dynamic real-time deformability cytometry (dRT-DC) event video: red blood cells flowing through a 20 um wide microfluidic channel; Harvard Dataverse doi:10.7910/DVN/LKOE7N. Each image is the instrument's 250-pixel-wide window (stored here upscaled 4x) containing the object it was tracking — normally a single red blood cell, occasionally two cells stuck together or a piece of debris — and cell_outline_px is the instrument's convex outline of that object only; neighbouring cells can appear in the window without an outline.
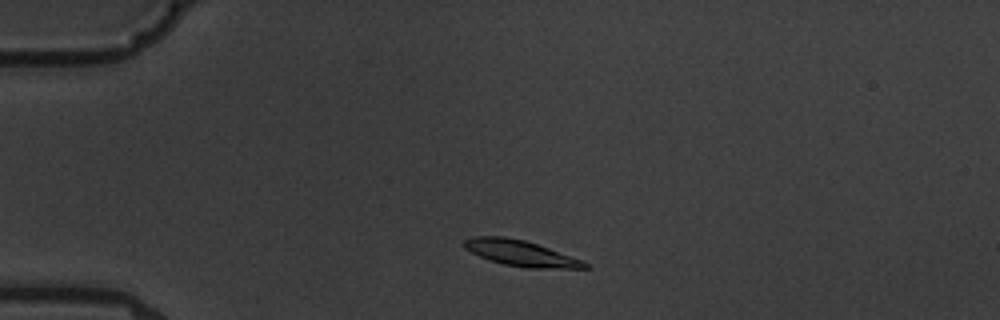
{"species": "common noctule bat (a hibernating species)", "species_latin": "Nyctalus noctula", "temperature_condition": "warm", "stored_images_in_passage": 9, "camera_frame_rate_fps": 3000, "um_per_image_px": 0.085, "animal": {"sex": "male", "body_mass_g": 19.5, "forearm_length_mm": 54.6}, "frame": {"image": 1, "passage_image": 1, "time_ms": 0.0, "image_size_px": [1000, 320], "cell_outline_px": [[592, 268], [528, 268], [504, 264], [488, 260], [464, 248], [464, 240], [472, 236], [504, 236], [524, 240], [584, 260]], "centroid_in_image_um": [44.27, 21.52], "position_along_channel_um": 40.7, "area_um2": 18.03}}
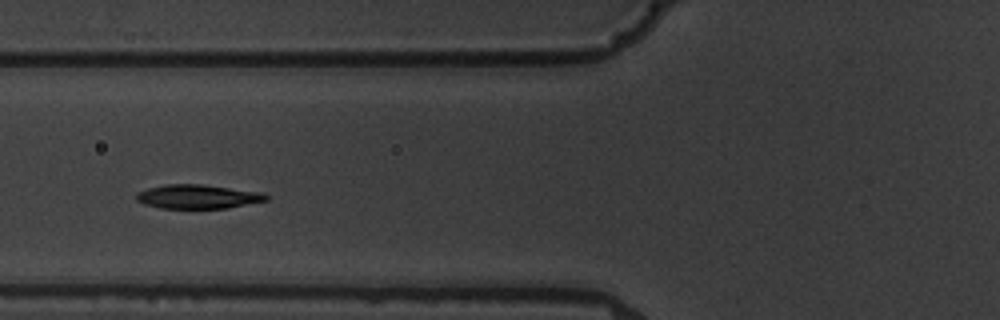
{"frame": {"image": 2, "passage_image": 3, "time_ms": 3.0, "image_size_px": [1000, 320], "cell_outline_px": [[268, 200], [228, 208], [160, 208], [144, 204], [136, 200], [136, 192], [148, 188], [164, 184], [200, 184], [260, 192], [268, 196]], "centroid_in_image_um": [16.77, 16.71], "position_along_channel_um": 109.0, "area_um2": 18.09}}
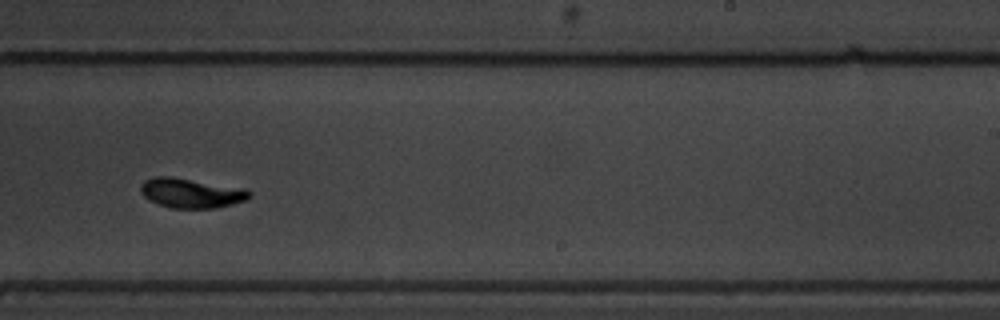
{"frame": {"image": 3, "passage_image": 7, "time_ms": 7.667, "image_size_px": [1000, 320], "cell_outline_px": [[252, 196], [248, 200], [216, 208], [172, 208], [156, 204], [144, 196], [140, 192], [140, 184], [144, 180], [152, 176], [172, 176], [248, 188], [252, 192]], "centroid_in_image_um": [16.28, 16.39], "position_along_channel_um": 272.7, "area_um2": 19.36}}